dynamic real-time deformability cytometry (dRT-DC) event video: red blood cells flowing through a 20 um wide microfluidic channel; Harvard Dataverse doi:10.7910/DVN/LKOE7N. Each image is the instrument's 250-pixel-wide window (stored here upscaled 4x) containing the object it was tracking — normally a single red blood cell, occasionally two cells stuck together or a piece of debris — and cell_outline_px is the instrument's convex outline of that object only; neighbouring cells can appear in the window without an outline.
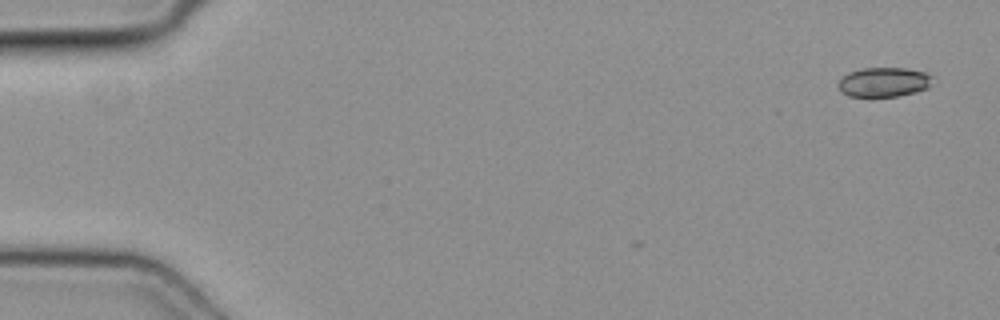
{"species": "common noctule bat (a hibernating species)", "species_latin": "Nyctalus noctula", "temperature_condition": "cold", "stored_images_in_passage": 6, "camera_frame_rate_fps": 3000, "um_per_image_px": 0.085, "animal": {"sex": "female", "body_mass_g": 19.3, "forearm_length_mm": 54.1}, "frame": {"image": 1, "passage_image": 1, "time_ms": 0.0, "image_size_px": [1000, 320], "cell_outline_px": [[932, 76], [928, 88], [916, 92], [896, 96], [848, 96], [840, 92], [836, 84], [848, 72], [860, 68], [904, 68], [924, 72]], "centroid_in_image_um": [75.07, 6.98], "position_along_channel_um": 9.9, "area_um2": 16.18}}